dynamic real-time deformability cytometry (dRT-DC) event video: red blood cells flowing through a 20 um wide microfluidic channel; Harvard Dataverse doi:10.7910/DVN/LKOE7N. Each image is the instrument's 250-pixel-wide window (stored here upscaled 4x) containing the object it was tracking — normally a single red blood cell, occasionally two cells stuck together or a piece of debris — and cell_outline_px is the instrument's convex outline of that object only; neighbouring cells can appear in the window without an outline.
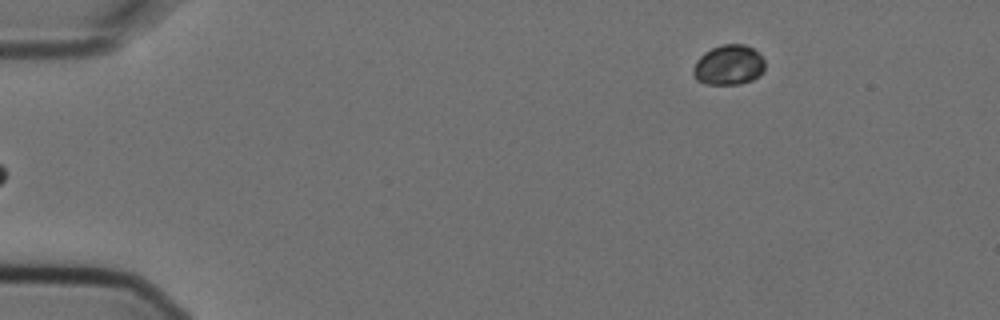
{"species": "Egyptian fruit bat (a non-hibernating species)", "species_latin": "Rousettus aegyptiacus", "temperature_condition": "cold", "stored_images_in_passage": 6, "camera_frame_rate_fps": 3000, "um_per_image_px": 0.085, "animal": {"sex": "female"}, "frame": {"image": 1, "passage_image": 6, "time_ms": 1.667, "image_size_px": [1000, 320], "cell_outline_px": [[764, 72], [760, 76], [752, 80], [740, 84], [704, 84], [696, 80], [692, 72], [692, 68], [696, 60], [704, 52], [720, 44], [744, 44], [752, 48], [764, 60]], "centroid_in_image_um": [61.91, 5.53], "position_along_channel_um": 23.1, "area_um2": 16.94}}